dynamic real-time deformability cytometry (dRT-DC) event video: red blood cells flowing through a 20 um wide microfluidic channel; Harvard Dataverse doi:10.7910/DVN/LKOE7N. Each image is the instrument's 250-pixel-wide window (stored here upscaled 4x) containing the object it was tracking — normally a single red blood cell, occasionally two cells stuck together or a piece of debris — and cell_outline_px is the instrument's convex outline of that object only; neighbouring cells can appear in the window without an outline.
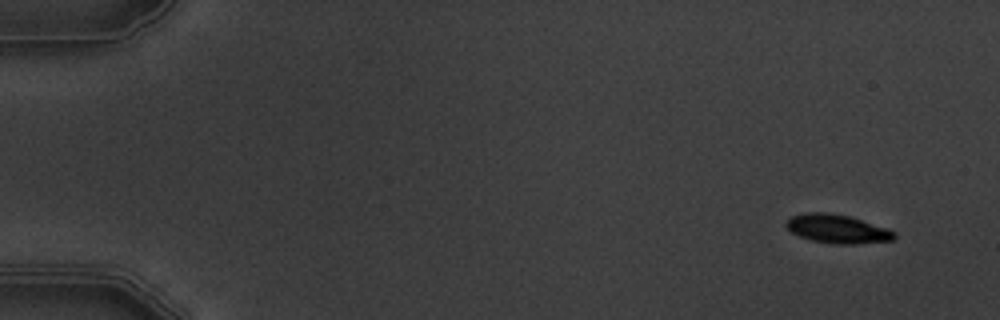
{"species": "common noctule bat (a hibernating species)", "species_latin": "Nyctalus noctula", "temperature_condition": "warm", "stored_images_in_passage": 6, "camera_frame_rate_fps": 3000, "um_per_image_px": 0.085, "animal": {"sex": "male", "body_mass_g": 19.5, "forearm_length_mm": 54.6}, "frame": {"image": 1, "passage_image": 2, "time_ms": 1.333, "image_size_px": [1000, 320], "cell_outline_px": [[896, 236], [892, 240], [856, 244], [832, 244], [812, 240], [800, 236], [792, 232], [784, 224], [792, 216], [804, 212], [828, 212], [848, 216], [888, 228], [896, 232]], "centroid_in_image_um": [71.18, 19.45], "position_along_channel_um": 13.8, "area_um2": 18.03}}